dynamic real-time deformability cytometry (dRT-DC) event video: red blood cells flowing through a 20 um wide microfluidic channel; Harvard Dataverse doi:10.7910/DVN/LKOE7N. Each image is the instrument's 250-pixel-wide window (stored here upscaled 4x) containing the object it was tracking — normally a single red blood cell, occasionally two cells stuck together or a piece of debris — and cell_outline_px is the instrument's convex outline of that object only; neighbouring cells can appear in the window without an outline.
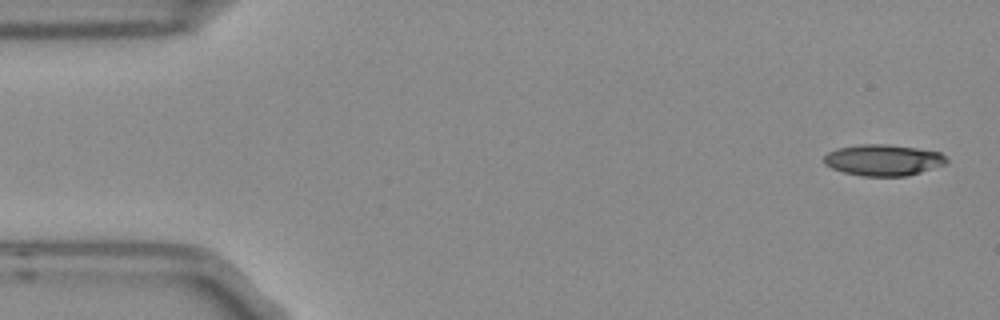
{"species": "Egyptian fruit bat (a non-hibernating species)", "species_latin": "Rousettus aegyptiacus", "temperature_condition": "room temperature", "stored_images_in_passage": 6, "camera_frame_rate_fps": 3000, "um_per_image_px": 0.085, "frame": {"image": 1, "passage_image": 1, "time_ms": 0.0, "image_size_px": [1000, 320], "cell_outline_px": [[948, 164], [908, 176], [864, 176], [844, 172], [832, 168], [824, 164], [824, 156], [828, 152], [836, 148], [860, 144], [888, 144], [916, 148], [940, 152], [948, 160]], "centroid_in_image_um": [75.09, 13.6], "position_along_channel_um": 9.9, "area_um2": 22.43}}
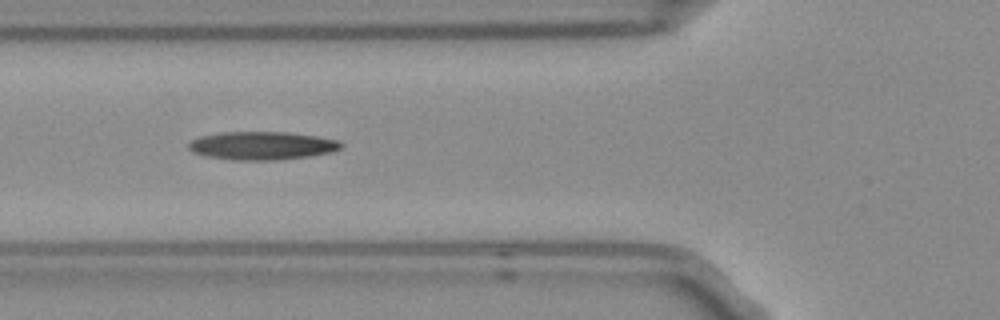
{"frame": {"image": 2, "passage_image": 6, "time_ms": 1.667, "image_size_px": [1000, 320], "cell_outline_px": [[344, 148], [332, 152], [308, 156], [280, 160], [236, 160], [208, 156], [192, 152], [188, 148], [188, 144], [192, 140], [200, 136], [220, 132], [288, 132], [316, 136], [340, 140], [344, 144]], "centroid_in_image_um": [22.32, 12.37], "position_along_channel_um": 103.5, "area_um2": 25.2}}